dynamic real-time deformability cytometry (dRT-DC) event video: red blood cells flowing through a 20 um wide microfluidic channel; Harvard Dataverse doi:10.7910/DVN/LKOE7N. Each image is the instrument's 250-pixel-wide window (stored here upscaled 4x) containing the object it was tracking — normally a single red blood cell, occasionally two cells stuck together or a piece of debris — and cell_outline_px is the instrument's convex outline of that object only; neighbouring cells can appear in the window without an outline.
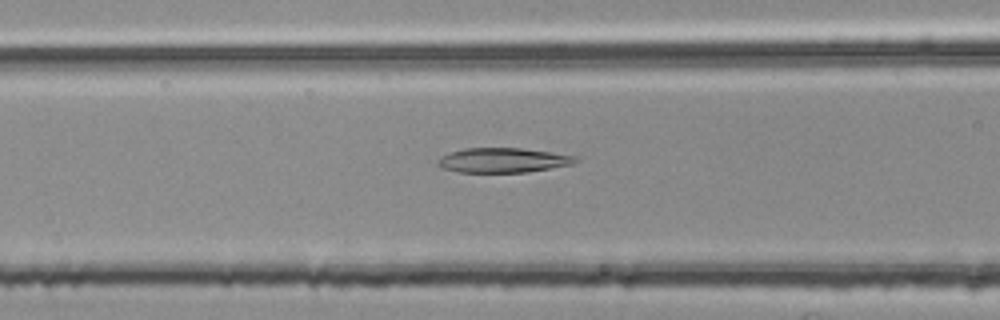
{"species": "common noctule bat (a hibernating species)", "species_latin": "Nyctalus noctula", "temperature_condition": "room temperature", "stored_images_in_passage": 38, "camera_frame_rate_fps": 3000, "um_per_image_px": 0.085, "animal": {"sex": "female", "body_mass_g": 25.1}, "frame": {"image": 1, "passage_image": 6, "time_ms": 1.667, "image_size_px": [1000, 320], "cell_outline_px": [[580, 160], [572, 164], [528, 172], [460, 172], [444, 168], [436, 164], [436, 160], [440, 156], [464, 148], [520, 148], [576, 156]], "centroid_in_image_um": [42.73, 13.62], "position_along_channel_um": 123.9, "area_um2": 19.65}}
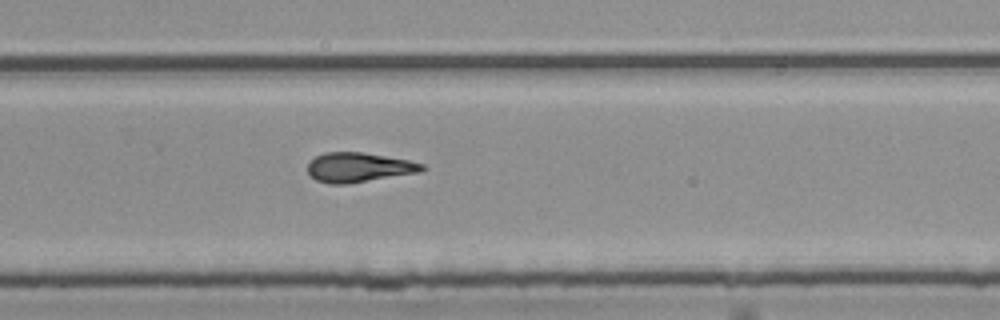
{"frame": {"image": 2, "passage_image": 20, "time_ms": 6.333, "image_size_px": [1000, 320], "cell_outline_px": [[428, 168], [420, 172], [348, 184], [328, 184], [316, 180], [308, 176], [308, 164], [316, 156], [324, 152], [364, 152], [408, 160], [424, 164]], "centroid_in_image_um": [30.49, 14.23], "position_along_channel_um": 299.3, "area_um2": 19.88}}
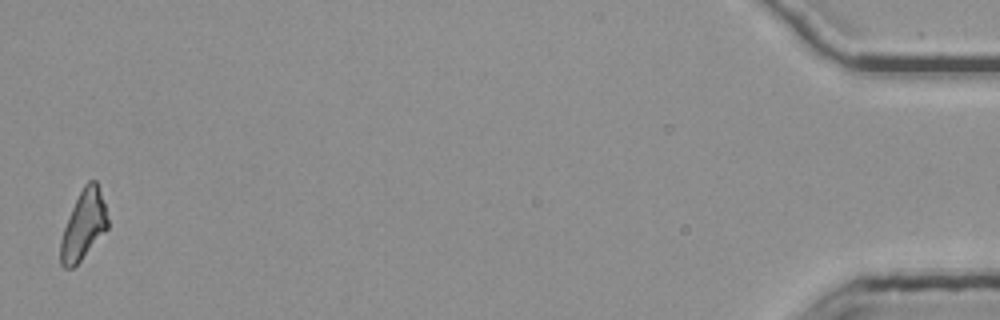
{"frame": {"image": 3, "passage_image": 38, "time_ms": 12.333, "image_size_px": [1000, 320], "cell_outline_px": [[108, 228], [80, 260], [72, 268], [64, 268], [60, 264], [60, 240], [64, 228], [72, 208], [84, 184], [88, 180], [96, 180], [104, 204], [108, 220]], "centroid_in_image_um": [7.08, 19.14], "position_along_channel_um": 428.1, "area_um2": 18.55}, "authors_computed_cell_mechanics": {"area_um2": 19.5653, "velocity_mm_per_s": 3.7731, "shape_relaxation_time_tau1_ms": null, "shape_relaxation_time_tau2_ms": 6.6605, "deformation_change_tau1": null, "deformation_change_tau2": 0.1565}}